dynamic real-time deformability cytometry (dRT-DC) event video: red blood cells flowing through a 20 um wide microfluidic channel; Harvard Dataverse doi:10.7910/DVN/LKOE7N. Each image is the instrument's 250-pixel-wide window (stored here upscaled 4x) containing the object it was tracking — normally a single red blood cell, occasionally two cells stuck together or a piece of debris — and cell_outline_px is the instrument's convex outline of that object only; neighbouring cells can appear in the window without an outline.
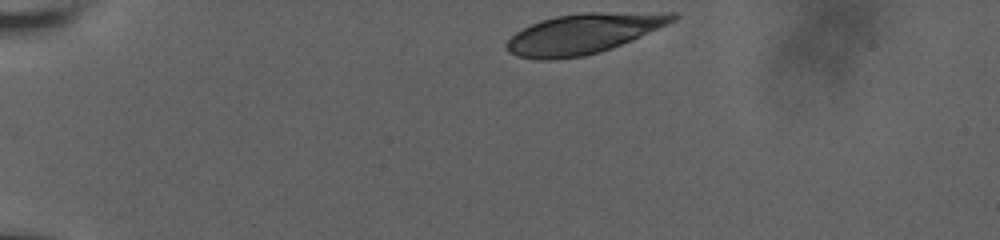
{"species": "human", "species_latin": "Homo sapiens", "temperature_condition": "room temperature", "stored_images_in_passage": 38, "camera_frame_rate_fps": 3000, "um_per_image_px": 0.085, "donor": {"sex": "male"}, "frame": {"image": 1, "passage_image": 1, "time_ms": 0.0, "image_size_px": [1000, 240], "cell_outline_px": [[680, 16], [676, 20], [620, 44], [600, 52], [584, 56], [548, 60], [540, 60], [520, 56], [508, 52], [504, 44], [516, 32], [540, 20], [556, 16], [584, 12], [676, 12]], "centroid_in_image_um": [49.58, 2.84], "position_along_channel_um": 35.4, "area_um2": 38.55}}
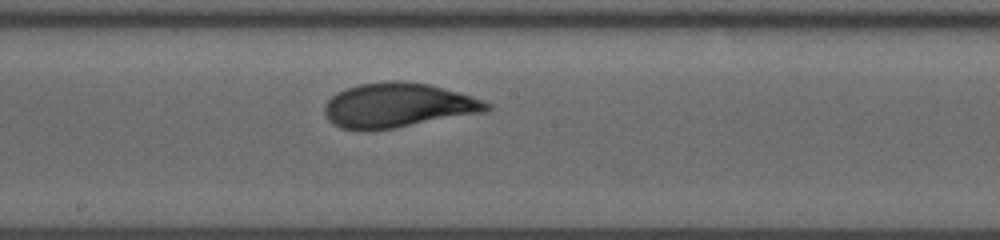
{"frame": {"image": 2, "passage_image": 22, "time_ms": 7.0, "image_size_px": [1000, 240], "cell_outline_px": [[492, 108], [488, 112], [396, 128], [340, 128], [332, 124], [328, 120], [324, 112], [324, 104], [336, 92], [360, 84], [388, 80], [396, 80], [428, 84], [444, 88], [472, 96], [484, 100], [492, 104]], "centroid_in_image_um": [33.89, 8.94], "position_along_channel_um": 214.3, "area_um2": 42.02}}
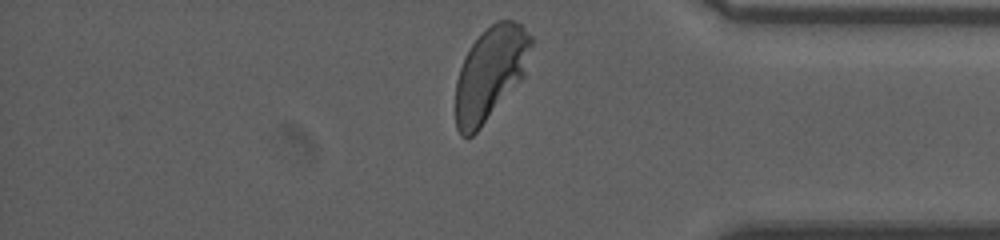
{"frame": {"image": 3, "passage_image": 38, "time_ms": 12.333, "image_size_px": [1000, 240], "cell_outline_px": [[532, 44], [524, 76], [480, 128], [472, 136], [460, 136], [456, 128], [456, 80], [464, 56], [472, 44], [496, 20], [516, 20], [532, 36]], "centroid_in_image_um": [41.68, 6.23], "position_along_channel_um": 393.5, "area_um2": 40.63}, "authors_computed_cell_mechanics": {"area_um2": 40.9224, "velocity_mm_per_s": 3.626, "shape_relaxation_time_tau1_ms": 3.9785, "shape_relaxation_time_tau2_ms": null, "deformation_change_tau1": 0.1855, "deformation_change_tau2": null}}